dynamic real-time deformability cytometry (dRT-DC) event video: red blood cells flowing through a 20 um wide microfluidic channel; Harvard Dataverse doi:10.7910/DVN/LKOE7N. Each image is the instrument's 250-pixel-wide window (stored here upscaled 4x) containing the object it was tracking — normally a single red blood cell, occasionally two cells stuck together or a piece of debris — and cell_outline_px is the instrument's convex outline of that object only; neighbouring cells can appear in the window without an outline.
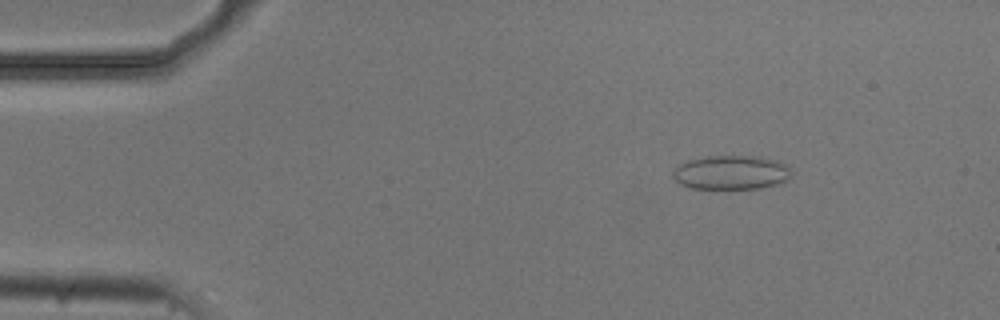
{"species": "common noctule bat (a hibernating species)", "species_latin": "Nyctalus noctula", "temperature_condition": "cold", "stored_images_in_passage": 48, "camera_frame_rate_fps": 3000, "um_per_image_px": 0.085, "animal": {"sex": "male", "body_mass_g": 20.5, "forearm_length_mm": 52.5}, "frame": {"image": 1, "passage_image": 8, "time_ms": 2.333, "image_size_px": [1000, 320], "cell_outline_px": [[792, 172], [788, 180], [776, 184], [760, 188], [692, 188], [680, 184], [672, 176], [672, 172], [680, 164], [688, 160], [708, 156], [760, 156], [776, 160], [788, 164]], "centroid_in_image_um": [62.19, 14.65], "position_along_channel_um": 22.8, "area_um2": 23.58}}
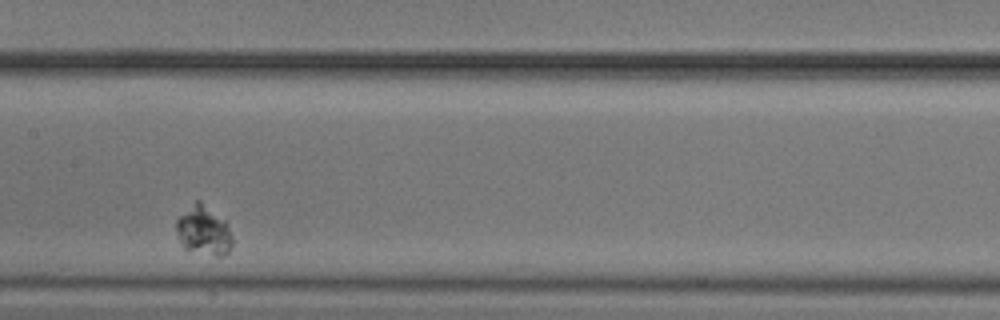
{"frame": {"image": 2, "passage_image": 30, "time_ms": 9.667, "image_size_px": [1000, 320], "cell_outline_px": [[232, 244], [228, 252], [220, 256], [216, 256], [184, 248], [176, 232], [176, 220], [196, 200], [200, 200], [224, 220], [232, 236]], "centroid_in_image_um": [17.3, 19.6], "position_along_channel_um": 190.1, "area_um2": 15.66}}
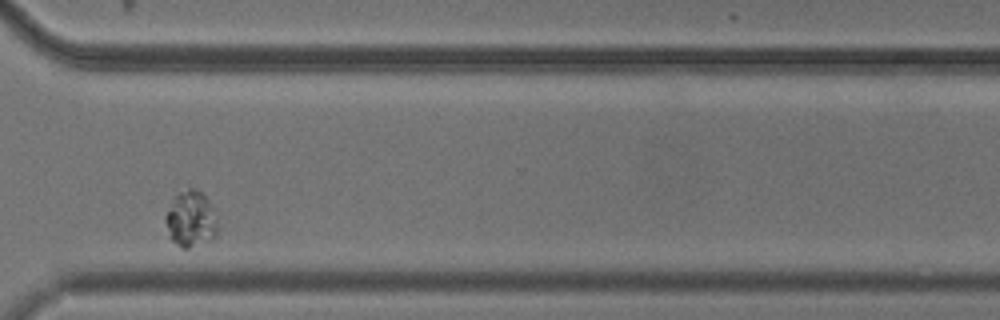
{"frame": {"image": 3, "passage_image": 45, "time_ms": 14.667, "image_size_px": [1000, 320], "cell_outline_px": [[216, 236], [212, 240], [188, 248], [180, 248], [168, 236], [164, 220], [164, 216], [176, 196], [180, 192], [188, 188], [192, 188], [200, 192], [208, 200], [216, 220]], "centroid_in_image_um": [16.18, 18.67], "position_along_channel_um": 354.4, "area_um2": 16.76}}